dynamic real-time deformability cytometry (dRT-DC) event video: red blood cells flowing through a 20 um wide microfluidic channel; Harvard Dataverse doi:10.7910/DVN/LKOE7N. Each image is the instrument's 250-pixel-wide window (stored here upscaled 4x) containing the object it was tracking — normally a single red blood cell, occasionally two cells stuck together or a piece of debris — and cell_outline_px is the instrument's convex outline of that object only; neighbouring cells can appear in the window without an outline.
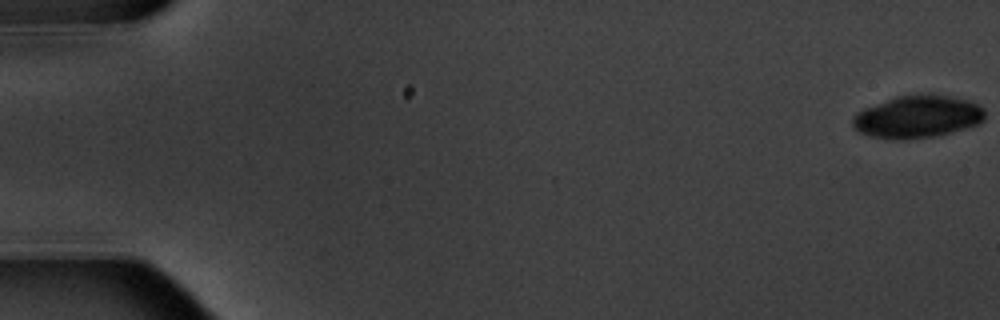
{"species": "common noctule bat (a hibernating species)", "species_latin": "Nyctalus noctula", "temperature_condition": "warm", "stored_images_in_passage": 5, "camera_frame_rate_fps": 3000, "um_per_image_px": 0.085, "animal": {"sex": "male", "body_mass_g": 20.1, "forearm_length_mm": 53.5}, "frame": {"image": 1, "passage_image": 1, "time_ms": 0.0, "image_size_px": [1000, 320], "cell_outline_px": [[984, 120], [980, 124], [936, 136], [896, 140], [892, 140], [872, 136], [860, 132], [852, 124], [852, 116], [856, 112], [864, 108], [896, 96], [948, 96], [968, 100], [980, 104], [984, 108]], "centroid_in_image_um": [77.99, 9.94], "position_along_channel_um": 7.0, "area_um2": 32.37}}